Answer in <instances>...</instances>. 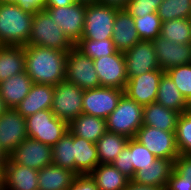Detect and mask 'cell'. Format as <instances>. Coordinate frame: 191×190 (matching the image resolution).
<instances>
[{
	"mask_svg": "<svg viewBox=\"0 0 191 190\" xmlns=\"http://www.w3.org/2000/svg\"><path fill=\"white\" fill-rule=\"evenodd\" d=\"M25 71L33 83L57 85L66 79L69 51L25 45Z\"/></svg>",
	"mask_w": 191,
	"mask_h": 190,
	"instance_id": "obj_1",
	"label": "cell"
},
{
	"mask_svg": "<svg viewBox=\"0 0 191 190\" xmlns=\"http://www.w3.org/2000/svg\"><path fill=\"white\" fill-rule=\"evenodd\" d=\"M34 15L13 3H0V45L25 46L31 33Z\"/></svg>",
	"mask_w": 191,
	"mask_h": 190,
	"instance_id": "obj_2",
	"label": "cell"
},
{
	"mask_svg": "<svg viewBox=\"0 0 191 190\" xmlns=\"http://www.w3.org/2000/svg\"><path fill=\"white\" fill-rule=\"evenodd\" d=\"M27 45L60 51H69L75 46L45 10L34 14Z\"/></svg>",
	"mask_w": 191,
	"mask_h": 190,
	"instance_id": "obj_3",
	"label": "cell"
},
{
	"mask_svg": "<svg viewBox=\"0 0 191 190\" xmlns=\"http://www.w3.org/2000/svg\"><path fill=\"white\" fill-rule=\"evenodd\" d=\"M143 106L123 94L117 107L106 118L108 132L134 138L137 130L143 125Z\"/></svg>",
	"mask_w": 191,
	"mask_h": 190,
	"instance_id": "obj_4",
	"label": "cell"
},
{
	"mask_svg": "<svg viewBox=\"0 0 191 190\" xmlns=\"http://www.w3.org/2000/svg\"><path fill=\"white\" fill-rule=\"evenodd\" d=\"M25 120L27 136L50 147L68 132V122L57 118L51 109L38 111Z\"/></svg>",
	"mask_w": 191,
	"mask_h": 190,
	"instance_id": "obj_5",
	"label": "cell"
},
{
	"mask_svg": "<svg viewBox=\"0 0 191 190\" xmlns=\"http://www.w3.org/2000/svg\"><path fill=\"white\" fill-rule=\"evenodd\" d=\"M116 7L92 3L86 5L84 28L81 39L105 40L112 39Z\"/></svg>",
	"mask_w": 191,
	"mask_h": 190,
	"instance_id": "obj_6",
	"label": "cell"
},
{
	"mask_svg": "<svg viewBox=\"0 0 191 190\" xmlns=\"http://www.w3.org/2000/svg\"><path fill=\"white\" fill-rule=\"evenodd\" d=\"M134 138L157 158L172 160L175 163L181 156L176 144L175 131H162L142 125Z\"/></svg>",
	"mask_w": 191,
	"mask_h": 190,
	"instance_id": "obj_7",
	"label": "cell"
},
{
	"mask_svg": "<svg viewBox=\"0 0 191 190\" xmlns=\"http://www.w3.org/2000/svg\"><path fill=\"white\" fill-rule=\"evenodd\" d=\"M83 94L84 90L66 80L54 85L51 111L57 118L69 123L83 113Z\"/></svg>",
	"mask_w": 191,
	"mask_h": 190,
	"instance_id": "obj_8",
	"label": "cell"
},
{
	"mask_svg": "<svg viewBox=\"0 0 191 190\" xmlns=\"http://www.w3.org/2000/svg\"><path fill=\"white\" fill-rule=\"evenodd\" d=\"M65 80L76 84L82 90L100 87L93 59L84 55L75 46L67 55Z\"/></svg>",
	"mask_w": 191,
	"mask_h": 190,
	"instance_id": "obj_9",
	"label": "cell"
},
{
	"mask_svg": "<svg viewBox=\"0 0 191 190\" xmlns=\"http://www.w3.org/2000/svg\"><path fill=\"white\" fill-rule=\"evenodd\" d=\"M44 10L74 45L82 38L86 4L74 2L68 6L45 7Z\"/></svg>",
	"mask_w": 191,
	"mask_h": 190,
	"instance_id": "obj_10",
	"label": "cell"
},
{
	"mask_svg": "<svg viewBox=\"0 0 191 190\" xmlns=\"http://www.w3.org/2000/svg\"><path fill=\"white\" fill-rule=\"evenodd\" d=\"M123 94L124 90L116 87L100 86L84 90L83 113L106 119L117 107Z\"/></svg>",
	"mask_w": 191,
	"mask_h": 190,
	"instance_id": "obj_11",
	"label": "cell"
},
{
	"mask_svg": "<svg viewBox=\"0 0 191 190\" xmlns=\"http://www.w3.org/2000/svg\"><path fill=\"white\" fill-rule=\"evenodd\" d=\"M93 62L100 86L125 89L128 76L123 52L117 51L113 55L94 59Z\"/></svg>",
	"mask_w": 191,
	"mask_h": 190,
	"instance_id": "obj_12",
	"label": "cell"
},
{
	"mask_svg": "<svg viewBox=\"0 0 191 190\" xmlns=\"http://www.w3.org/2000/svg\"><path fill=\"white\" fill-rule=\"evenodd\" d=\"M8 157L14 163L41 170L52 164V147L28 137Z\"/></svg>",
	"mask_w": 191,
	"mask_h": 190,
	"instance_id": "obj_13",
	"label": "cell"
},
{
	"mask_svg": "<svg viewBox=\"0 0 191 190\" xmlns=\"http://www.w3.org/2000/svg\"><path fill=\"white\" fill-rule=\"evenodd\" d=\"M27 138L25 118L16 109L8 108L0 115V147L9 155Z\"/></svg>",
	"mask_w": 191,
	"mask_h": 190,
	"instance_id": "obj_14",
	"label": "cell"
},
{
	"mask_svg": "<svg viewBox=\"0 0 191 190\" xmlns=\"http://www.w3.org/2000/svg\"><path fill=\"white\" fill-rule=\"evenodd\" d=\"M163 73L164 71L158 69L131 77L127 80L124 94L143 107L154 103L157 99L159 81Z\"/></svg>",
	"mask_w": 191,
	"mask_h": 190,
	"instance_id": "obj_15",
	"label": "cell"
},
{
	"mask_svg": "<svg viewBox=\"0 0 191 190\" xmlns=\"http://www.w3.org/2000/svg\"><path fill=\"white\" fill-rule=\"evenodd\" d=\"M124 56L128 79L160 69L152 41L140 40Z\"/></svg>",
	"mask_w": 191,
	"mask_h": 190,
	"instance_id": "obj_16",
	"label": "cell"
},
{
	"mask_svg": "<svg viewBox=\"0 0 191 190\" xmlns=\"http://www.w3.org/2000/svg\"><path fill=\"white\" fill-rule=\"evenodd\" d=\"M152 42L162 71L166 72L170 68L191 63V43H174L160 35Z\"/></svg>",
	"mask_w": 191,
	"mask_h": 190,
	"instance_id": "obj_17",
	"label": "cell"
},
{
	"mask_svg": "<svg viewBox=\"0 0 191 190\" xmlns=\"http://www.w3.org/2000/svg\"><path fill=\"white\" fill-rule=\"evenodd\" d=\"M38 172L8 157L4 167V190H38Z\"/></svg>",
	"mask_w": 191,
	"mask_h": 190,
	"instance_id": "obj_18",
	"label": "cell"
},
{
	"mask_svg": "<svg viewBox=\"0 0 191 190\" xmlns=\"http://www.w3.org/2000/svg\"><path fill=\"white\" fill-rule=\"evenodd\" d=\"M112 40L116 50L123 53L141 40L135 27L134 18L126 9H119L116 13Z\"/></svg>",
	"mask_w": 191,
	"mask_h": 190,
	"instance_id": "obj_19",
	"label": "cell"
},
{
	"mask_svg": "<svg viewBox=\"0 0 191 190\" xmlns=\"http://www.w3.org/2000/svg\"><path fill=\"white\" fill-rule=\"evenodd\" d=\"M175 163L172 160L157 158L152 164L142 167L131 179L136 184L165 188Z\"/></svg>",
	"mask_w": 191,
	"mask_h": 190,
	"instance_id": "obj_20",
	"label": "cell"
},
{
	"mask_svg": "<svg viewBox=\"0 0 191 190\" xmlns=\"http://www.w3.org/2000/svg\"><path fill=\"white\" fill-rule=\"evenodd\" d=\"M54 85L34 83L27 96L15 107L24 117L38 111L51 109L53 104Z\"/></svg>",
	"mask_w": 191,
	"mask_h": 190,
	"instance_id": "obj_21",
	"label": "cell"
},
{
	"mask_svg": "<svg viewBox=\"0 0 191 190\" xmlns=\"http://www.w3.org/2000/svg\"><path fill=\"white\" fill-rule=\"evenodd\" d=\"M33 81L26 71L16 74L0 83V96L8 108H14L27 96Z\"/></svg>",
	"mask_w": 191,
	"mask_h": 190,
	"instance_id": "obj_22",
	"label": "cell"
},
{
	"mask_svg": "<svg viewBox=\"0 0 191 190\" xmlns=\"http://www.w3.org/2000/svg\"><path fill=\"white\" fill-rule=\"evenodd\" d=\"M68 131L96 143L107 131L106 119L82 113L68 123Z\"/></svg>",
	"mask_w": 191,
	"mask_h": 190,
	"instance_id": "obj_23",
	"label": "cell"
},
{
	"mask_svg": "<svg viewBox=\"0 0 191 190\" xmlns=\"http://www.w3.org/2000/svg\"><path fill=\"white\" fill-rule=\"evenodd\" d=\"M179 113L156 102L143 107L142 123L162 131H175Z\"/></svg>",
	"mask_w": 191,
	"mask_h": 190,
	"instance_id": "obj_24",
	"label": "cell"
},
{
	"mask_svg": "<svg viewBox=\"0 0 191 190\" xmlns=\"http://www.w3.org/2000/svg\"><path fill=\"white\" fill-rule=\"evenodd\" d=\"M75 174H90L100 163L96 144L74 135Z\"/></svg>",
	"mask_w": 191,
	"mask_h": 190,
	"instance_id": "obj_25",
	"label": "cell"
},
{
	"mask_svg": "<svg viewBox=\"0 0 191 190\" xmlns=\"http://www.w3.org/2000/svg\"><path fill=\"white\" fill-rule=\"evenodd\" d=\"M76 174L54 164L38 172V190H67Z\"/></svg>",
	"mask_w": 191,
	"mask_h": 190,
	"instance_id": "obj_26",
	"label": "cell"
},
{
	"mask_svg": "<svg viewBox=\"0 0 191 190\" xmlns=\"http://www.w3.org/2000/svg\"><path fill=\"white\" fill-rule=\"evenodd\" d=\"M25 71L24 46L0 45V83Z\"/></svg>",
	"mask_w": 191,
	"mask_h": 190,
	"instance_id": "obj_27",
	"label": "cell"
},
{
	"mask_svg": "<svg viewBox=\"0 0 191 190\" xmlns=\"http://www.w3.org/2000/svg\"><path fill=\"white\" fill-rule=\"evenodd\" d=\"M155 102L179 114L186 112L187 109V100L166 72L160 78Z\"/></svg>",
	"mask_w": 191,
	"mask_h": 190,
	"instance_id": "obj_28",
	"label": "cell"
},
{
	"mask_svg": "<svg viewBox=\"0 0 191 190\" xmlns=\"http://www.w3.org/2000/svg\"><path fill=\"white\" fill-rule=\"evenodd\" d=\"M98 190H124L130 179L112 164H99L91 173Z\"/></svg>",
	"mask_w": 191,
	"mask_h": 190,
	"instance_id": "obj_29",
	"label": "cell"
},
{
	"mask_svg": "<svg viewBox=\"0 0 191 190\" xmlns=\"http://www.w3.org/2000/svg\"><path fill=\"white\" fill-rule=\"evenodd\" d=\"M129 138L120 134L106 131L95 143L100 164H111L117 155L127 145Z\"/></svg>",
	"mask_w": 191,
	"mask_h": 190,
	"instance_id": "obj_30",
	"label": "cell"
},
{
	"mask_svg": "<svg viewBox=\"0 0 191 190\" xmlns=\"http://www.w3.org/2000/svg\"><path fill=\"white\" fill-rule=\"evenodd\" d=\"M52 164L75 173L74 135L69 131L52 147Z\"/></svg>",
	"mask_w": 191,
	"mask_h": 190,
	"instance_id": "obj_31",
	"label": "cell"
},
{
	"mask_svg": "<svg viewBox=\"0 0 191 190\" xmlns=\"http://www.w3.org/2000/svg\"><path fill=\"white\" fill-rule=\"evenodd\" d=\"M160 36L174 43H191V20L178 18L162 22Z\"/></svg>",
	"mask_w": 191,
	"mask_h": 190,
	"instance_id": "obj_32",
	"label": "cell"
},
{
	"mask_svg": "<svg viewBox=\"0 0 191 190\" xmlns=\"http://www.w3.org/2000/svg\"><path fill=\"white\" fill-rule=\"evenodd\" d=\"M75 47L93 60L99 59L102 56L113 55L117 52L112 39H80L75 44Z\"/></svg>",
	"mask_w": 191,
	"mask_h": 190,
	"instance_id": "obj_33",
	"label": "cell"
},
{
	"mask_svg": "<svg viewBox=\"0 0 191 190\" xmlns=\"http://www.w3.org/2000/svg\"><path fill=\"white\" fill-rule=\"evenodd\" d=\"M157 13L162 22L190 18L191 0H163Z\"/></svg>",
	"mask_w": 191,
	"mask_h": 190,
	"instance_id": "obj_34",
	"label": "cell"
},
{
	"mask_svg": "<svg viewBox=\"0 0 191 190\" xmlns=\"http://www.w3.org/2000/svg\"><path fill=\"white\" fill-rule=\"evenodd\" d=\"M134 23L141 40L153 41L160 35L162 20L157 12L134 18Z\"/></svg>",
	"mask_w": 191,
	"mask_h": 190,
	"instance_id": "obj_35",
	"label": "cell"
},
{
	"mask_svg": "<svg viewBox=\"0 0 191 190\" xmlns=\"http://www.w3.org/2000/svg\"><path fill=\"white\" fill-rule=\"evenodd\" d=\"M175 137L180 155H191V115L189 113L179 114Z\"/></svg>",
	"mask_w": 191,
	"mask_h": 190,
	"instance_id": "obj_36",
	"label": "cell"
},
{
	"mask_svg": "<svg viewBox=\"0 0 191 190\" xmlns=\"http://www.w3.org/2000/svg\"><path fill=\"white\" fill-rule=\"evenodd\" d=\"M186 100L191 98V63L166 71Z\"/></svg>",
	"mask_w": 191,
	"mask_h": 190,
	"instance_id": "obj_37",
	"label": "cell"
},
{
	"mask_svg": "<svg viewBox=\"0 0 191 190\" xmlns=\"http://www.w3.org/2000/svg\"><path fill=\"white\" fill-rule=\"evenodd\" d=\"M156 159L157 157L143 144L135 138H130V165H133L134 175L142 167L152 164Z\"/></svg>",
	"mask_w": 191,
	"mask_h": 190,
	"instance_id": "obj_38",
	"label": "cell"
},
{
	"mask_svg": "<svg viewBox=\"0 0 191 190\" xmlns=\"http://www.w3.org/2000/svg\"><path fill=\"white\" fill-rule=\"evenodd\" d=\"M163 0H129L126 10L133 18L157 12Z\"/></svg>",
	"mask_w": 191,
	"mask_h": 190,
	"instance_id": "obj_39",
	"label": "cell"
},
{
	"mask_svg": "<svg viewBox=\"0 0 191 190\" xmlns=\"http://www.w3.org/2000/svg\"><path fill=\"white\" fill-rule=\"evenodd\" d=\"M111 164L130 180L134 177V168L130 165V139Z\"/></svg>",
	"mask_w": 191,
	"mask_h": 190,
	"instance_id": "obj_40",
	"label": "cell"
},
{
	"mask_svg": "<svg viewBox=\"0 0 191 190\" xmlns=\"http://www.w3.org/2000/svg\"><path fill=\"white\" fill-rule=\"evenodd\" d=\"M166 190H191V179L183 176L175 168L172 170Z\"/></svg>",
	"mask_w": 191,
	"mask_h": 190,
	"instance_id": "obj_41",
	"label": "cell"
},
{
	"mask_svg": "<svg viewBox=\"0 0 191 190\" xmlns=\"http://www.w3.org/2000/svg\"><path fill=\"white\" fill-rule=\"evenodd\" d=\"M67 190H98L95 180L90 174L76 175Z\"/></svg>",
	"mask_w": 191,
	"mask_h": 190,
	"instance_id": "obj_42",
	"label": "cell"
},
{
	"mask_svg": "<svg viewBox=\"0 0 191 190\" xmlns=\"http://www.w3.org/2000/svg\"><path fill=\"white\" fill-rule=\"evenodd\" d=\"M27 13L35 14L38 11L44 10L46 0H17L15 3Z\"/></svg>",
	"mask_w": 191,
	"mask_h": 190,
	"instance_id": "obj_43",
	"label": "cell"
},
{
	"mask_svg": "<svg viewBox=\"0 0 191 190\" xmlns=\"http://www.w3.org/2000/svg\"><path fill=\"white\" fill-rule=\"evenodd\" d=\"M175 169L191 179V155H182L175 161Z\"/></svg>",
	"mask_w": 191,
	"mask_h": 190,
	"instance_id": "obj_44",
	"label": "cell"
},
{
	"mask_svg": "<svg viewBox=\"0 0 191 190\" xmlns=\"http://www.w3.org/2000/svg\"><path fill=\"white\" fill-rule=\"evenodd\" d=\"M129 0H98V3L116 7L118 9H125Z\"/></svg>",
	"mask_w": 191,
	"mask_h": 190,
	"instance_id": "obj_45",
	"label": "cell"
},
{
	"mask_svg": "<svg viewBox=\"0 0 191 190\" xmlns=\"http://www.w3.org/2000/svg\"><path fill=\"white\" fill-rule=\"evenodd\" d=\"M124 190H166V189L154 186L139 185L130 180L127 187Z\"/></svg>",
	"mask_w": 191,
	"mask_h": 190,
	"instance_id": "obj_46",
	"label": "cell"
},
{
	"mask_svg": "<svg viewBox=\"0 0 191 190\" xmlns=\"http://www.w3.org/2000/svg\"><path fill=\"white\" fill-rule=\"evenodd\" d=\"M74 2H75V0H46L45 7L68 6Z\"/></svg>",
	"mask_w": 191,
	"mask_h": 190,
	"instance_id": "obj_47",
	"label": "cell"
},
{
	"mask_svg": "<svg viewBox=\"0 0 191 190\" xmlns=\"http://www.w3.org/2000/svg\"><path fill=\"white\" fill-rule=\"evenodd\" d=\"M8 160V155L4 152V150L0 147V166H5Z\"/></svg>",
	"mask_w": 191,
	"mask_h": 190,
	"instance_id": "obj_48",
	"label": "cell"
},
{
	"mask_svg": "<svg viewBox=\"0 0 191 190\" xmlns=\"http://www.w3.org/2000/svg\"><path fill=\"white\" fill-rule=\"evenodd\" d=\"M4 167L0 166V190H4Z\"/></svg>",
	"mask_w": 191,
	"mask_h": 190,
	"instance_id": "obj_49",
	"label": "cell"
},
{
	"mask_svg": "<svg viewBox=\"0 0 191 190\" xmlns=\"http://www.w3.org/2000/svg\"><path fill=\"white\" fill-rule=\"evenodd\" d=\"M7 109L8 107L6 106L5 101L0 96V115H2Z\"/></svg>",
	"mask_w": 191,
	"mask_h": 190,
	"instance_id": "obj_50",
	"label": "cell"
},
{
	"mask_svg": "<svg viewBox=\"0 0 191 190\" xmlns=\"http://www.w3.org/2000/svg\"><path fill=\"white\" fill-rule=\"evenodd\" d=\"M75 2L88 5L92 3H98V0H75Z\"/></svg>",
	"mask_w": 191,
	"mask_h": 190,
	"instance_id": "obj_51",
	"label": "cell"
},
{
	"mask_svg": "<svg viewBox=\"0 0 191 190\" xmlns=\"http://www.w3.org/2000/svg\"><path fill=\"white\" fill-rule=\"evenodd\" d=\"M186 112L191 115V98L187 100V109Z\"/></svg>",
	"mask_w": 191,
	"mask_h": 190,
	"instance_id": "obj_52",
	"label": "cell"
},
{
	"mask_svg": "<svg viewBox=\"0 0 191 190\" xmlns=\"http://www.w3.org/2000/svg\"><path fill=\"white\" fill-rule=\"evenodd\" d=\"M17 0H0V3H13L15 4Z\"/></svg>",
	"mask_w": 191,
	"mask_h": 190,
	"instance_id": "obj_53",
	"label": "cell"
}]
</instances>
